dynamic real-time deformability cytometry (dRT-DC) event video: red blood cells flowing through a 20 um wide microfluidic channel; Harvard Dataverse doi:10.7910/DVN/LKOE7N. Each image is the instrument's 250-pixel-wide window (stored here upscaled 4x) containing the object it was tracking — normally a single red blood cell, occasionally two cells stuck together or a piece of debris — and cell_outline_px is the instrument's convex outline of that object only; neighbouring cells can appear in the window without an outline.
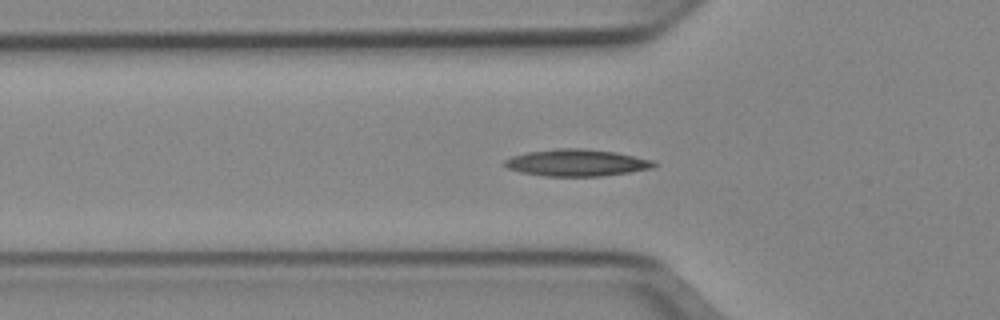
{"species": "Egyptian fruit bat (a non-hibernating species)", "species_latin": "Rousettus aegyptiacus", "temperature_condition": "cold", "stored_images_in_passage": 51, "segment_of_instrument_passage": [1, 2], "camera_frame_rate_fps": 3000, "um_per_image_px": 0.085, "animal": {"sex": "female"}, "frame": {"image": 1, "passage_image": 16, "time_ms": 5.0, "image_size_px": [1000, 320], "cell_outline_px": [[656, 164], [652, 168], [628, 172], [600, 176], [544, 176], [520, 172], [508, 168], [504, 164], [504, 160], [512, 156], [528, 152], [556, 148], [584, 148], [616, 152], [652, 160]], "centroid_in_image_um": [48.99, 13.82], "position_along_channel_um": 76.8, "area_um2": 23.24}}
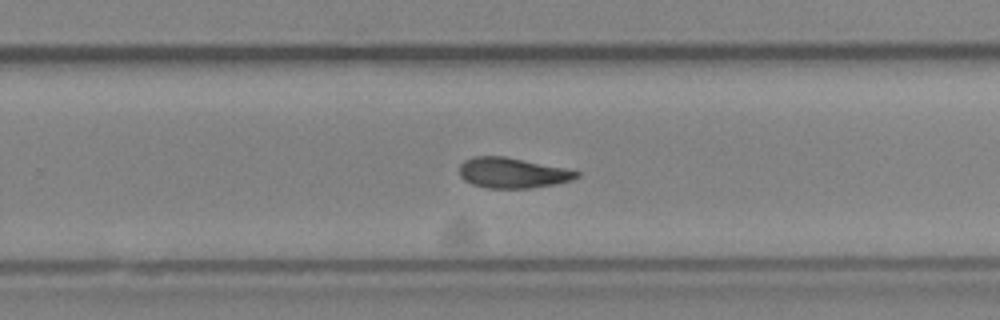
{"frame": {"image": 2, "passage_image": 32, "time_ms": 10.333, "image_size_px": [1000, 320], "cell_outline_px": [[580, 176], [572, 180], [556, 184], [532, 188], [484, 188], [472, 184], [464, 180], [460, 176], [460, 164], [464, 160], [476, 156], [504, 156], [564, 168], [580, 172]], "centroid_in_image_um": [43.55, 14.7], "position_along_channel_um": 286.3, "area_um2": 20.75}}
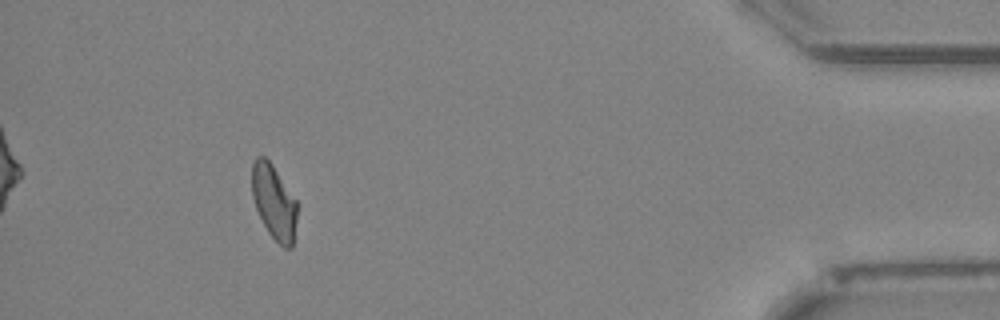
{"frame": {"image": 3, "passage_image": 46, "time_ms": 15.0, "image_size_px": [1000, 320], "cell_outline_px": [[300, 204], [292, 248], [284, 248], [268, 232], [256, 208], [252, 196], [252, 164], [256, 156], [264, 156], [272, 164]], "centroid_in_image_um": [23.33, 17.17], "position_along_channel_um": 411.9, "area_um2": 19.94}}